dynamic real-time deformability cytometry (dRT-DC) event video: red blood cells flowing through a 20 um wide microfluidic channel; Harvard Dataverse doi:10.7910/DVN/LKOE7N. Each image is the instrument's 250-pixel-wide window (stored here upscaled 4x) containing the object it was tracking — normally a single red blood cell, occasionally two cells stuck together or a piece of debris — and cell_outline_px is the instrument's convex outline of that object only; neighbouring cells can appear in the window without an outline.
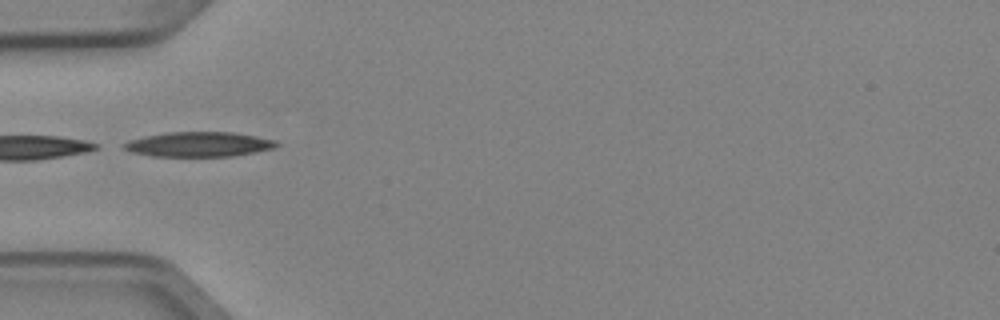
{"species": "Egyptian fruit bat (a non-hibernating species)", "species_latin": "Rousettus aegyptiacus", "temperature_condition": "cold", "stored_images_in_passage": 1, "camera_frame_rate_fps": 3000, "um_per_image_px": 0.085, "animal": {"sex": "female"}, "frame": {"image": 1, "passage_image": 1, "time_ms": 0.0, "image_size_px": [1000, 320], "cell_outline_px": [[280, 144], [272, 148], [256, 152], [232, 156], [152, 156], [132, 152], [120, 148], [120, 144], [128, 140], [144, 136], [168, 132], [232, 132], [256, 136], [276, 140]], "centroid_in_image_um": [16.84, 12.26], "position_along_channel_um": 68.2, "area_um2": 22.2}}